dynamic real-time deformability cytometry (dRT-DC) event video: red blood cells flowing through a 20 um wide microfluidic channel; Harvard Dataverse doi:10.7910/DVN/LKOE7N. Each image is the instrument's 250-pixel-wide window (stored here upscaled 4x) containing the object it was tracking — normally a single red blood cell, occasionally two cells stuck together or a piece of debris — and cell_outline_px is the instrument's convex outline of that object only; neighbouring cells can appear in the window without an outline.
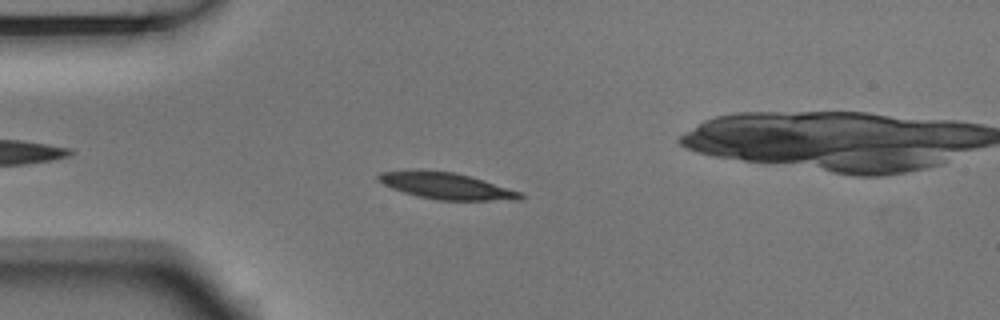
{"species": "Egyptian fruit bat (a non-hibernating species)", "species_latin": "Rousettus aegyptiacus", "temperature_condition": "room temperature", "stored_images_in_passage": 56, "camera_frame_rate_fps": 3000, "um_per_image_px": 0.085, "animal": {"sex": "male"}, "frame": {"image": 1, "passage_image": 14, "time_ms": 4.333, "image_size_px": [1000, 320], "cell_outline_px": [[524, 196], [520, 200], [436, 200], [416, 196], [392, 188], [376, 180], [376, 176], [380, 172], [452, 172], [468, 176], [524, 192]], "centroid_in_image_um": [38.01, 15.85], "position_along_channel_um": 47.0, "area_um2": 21.21}}
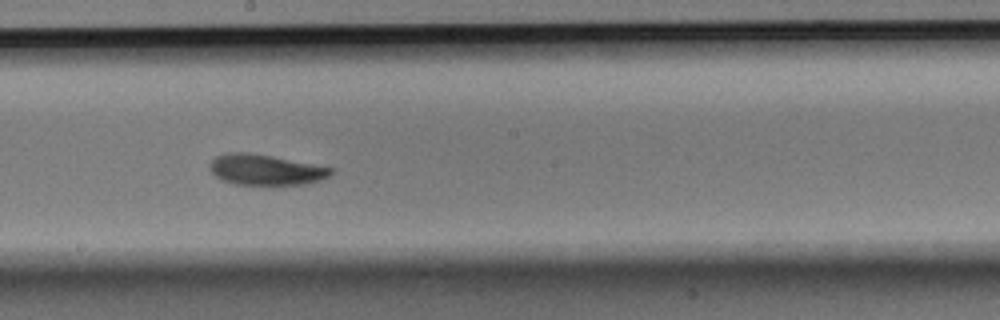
{"frame": {"image": 2, "passage_image": 30, "time_ms": 9.667, "image_size_px": [1000, 320], "cell_outline_px": [[332, 172], [328, 176], [320, 180], [308, 184], [232, 184], [216, 176], [208, 168], [208, 164], [216, 156], [228, 152], [244, 152], [272, 156], [332, 168]], "centroid_in_image_um": [22.52, 14.42], "position_along_channel_um": 225.7, "area_um2": 21.33}}
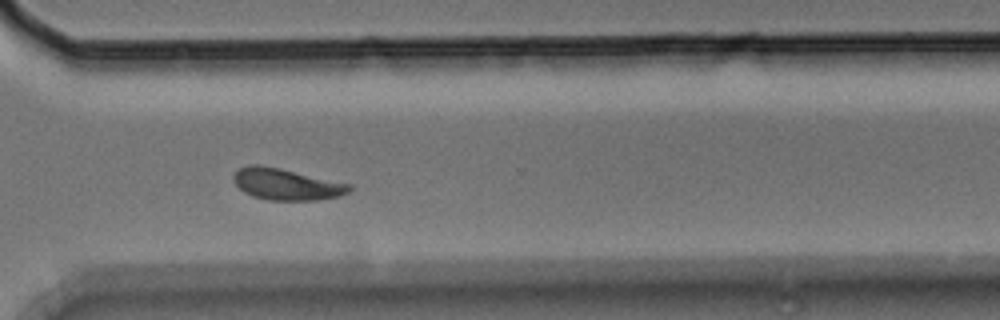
{"frame": {"image": 3, "passage_image": 40, "time_ms": 13.0, "image_size_px": [1000, 320], "cell_outline_px": [[352, 188], [348, 192], [340, 196], [316, 200], [268, 200], [252, 196], [244, 192], [232, 180], [232, 176], [240, 168], [248, 164], [260, 164], [280, 168], [352, 184]], "centroid_in_image_um": [24.34, 15.65], "position_along_channel_um": 346.3, "area_um2": 21.33}, "authors_computed_cell_mechanics": {"area_um2": 21.1548, "velocity_mm_per_s": 3.621, "shape_relaxation_time_tau1_ms": 3.3093, "shape_relaxation_time_tau2_ms": 4.3399, "deformation_change_tau1": 0.1194, "deformation_change_tau2": 0.0867}}